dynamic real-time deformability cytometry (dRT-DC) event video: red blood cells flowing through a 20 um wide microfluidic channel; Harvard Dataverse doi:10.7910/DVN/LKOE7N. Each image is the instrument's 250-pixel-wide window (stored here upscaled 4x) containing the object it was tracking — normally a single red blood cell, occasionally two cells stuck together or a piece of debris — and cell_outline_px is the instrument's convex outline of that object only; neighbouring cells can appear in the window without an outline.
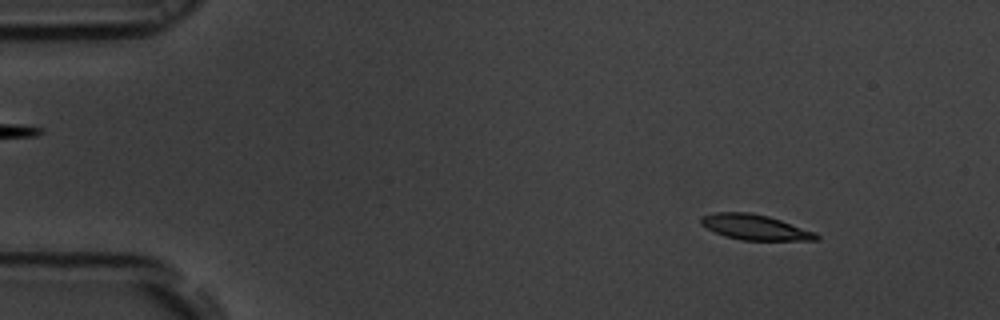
{"species": "common noctule bat (a hibernating species)", "species_latin": "Nyctalus noctula", "temperature_condition": "room temperature", "stored_images_in_passage": 54, "camera_frame_rate_fps": 3000, "um_per_image_px": 0.085, "animal": {"sex": "male", "body_mass_g": 19.5, "forearm_length_mm": 54.6}, "frame": {"image": 1, "passage_image": 6, "time_ms": 1.667, "image_size_px": [1000, 320], "cell_outline_px": [[820, 240], [740, 240], [724, 236], [700, 224], [700, 216], [716, 212], [748, 212], [768, 216], [816, 232], [820, 236]], "centroid_in_image_um": [64.17, 19.31], "position_along_channel_um": 20.8, "area_um2": 16.99}}
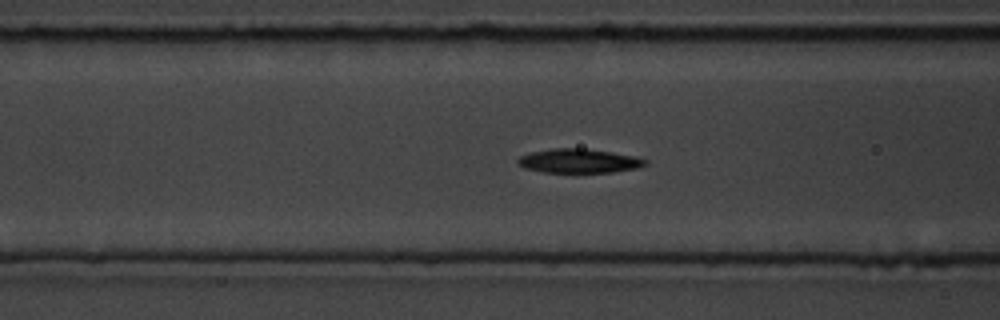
{"frame": {"image": 2, "passage_image": 21, "time_ms": 6.667, "image_size_px": [1000, 320], "cell_outline_px": [[648, 164], [636, 168], [612, 172], [540, 172], [524, 168], [516, 160], [520, 156], [532, 152], [552, 148], [580, 148], [612, 152], [636, 156], [648, 160]], "centroid_in_image_um": [49.22, 13.67], "position_along_channel_um": 117.4, "area_um2": 17.86}}
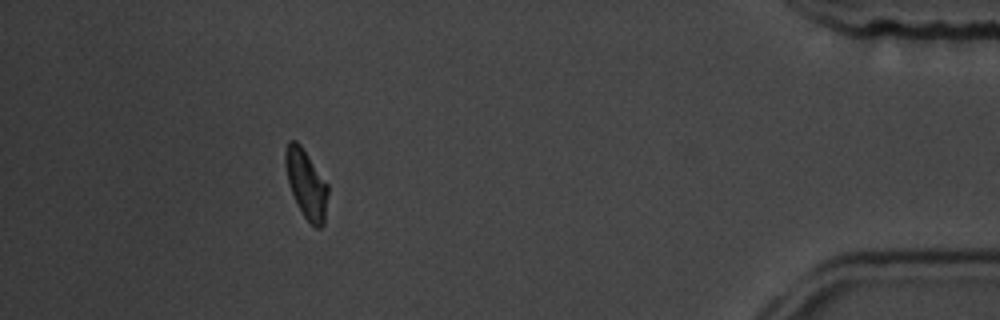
{"frame": {"image": 3, "passage_image": 49, "time_ms": 16.0, "image_size_px": [1000, 320], "cell_outline_px": [[328, 192], [324, 224], [320, 228], [316, 228], [304, 216], [292, 192], [288, 180], [284, 160], [284, 152], [288, 140], [296, 140], [300, 144], [328, 184]], "centroid_in_image_um": [26.03, 15.6], "position_along_channel_um": 409.2, "area_um2": 16.76}, "authors_computed_cell_mechanics": {"area_um2": 17.3689, "velocity_mm_per_s": 3.7125, "shape_relaxation_time_tau1_ms": 3.4216, "shape_relaxation_time_tau2_ms": 4.057, "deformation_change_tau1": 0.1907, "deformation_change_tau2": 0.1014}}